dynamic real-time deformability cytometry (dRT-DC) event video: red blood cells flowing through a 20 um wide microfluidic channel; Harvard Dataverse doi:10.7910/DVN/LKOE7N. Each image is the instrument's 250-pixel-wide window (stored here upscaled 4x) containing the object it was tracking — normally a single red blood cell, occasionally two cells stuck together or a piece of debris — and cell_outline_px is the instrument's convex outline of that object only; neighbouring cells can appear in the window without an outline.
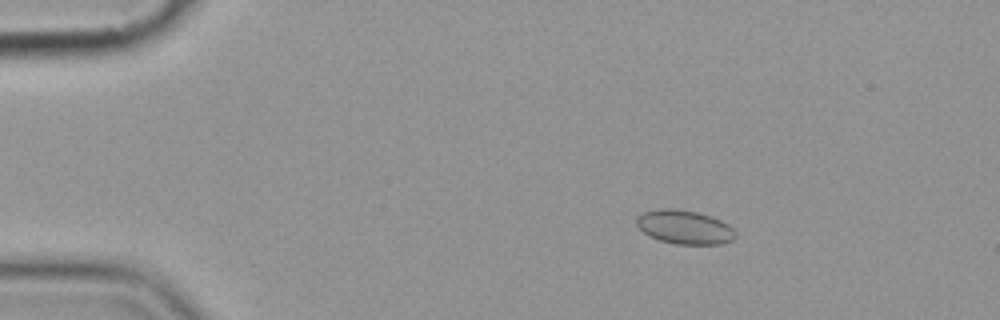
{"species": "common noctule bat (a hibernating species)", "species_latin": "Nyctalus noctula", "temperature_condition": "cold", "stored_images_in_passage": 5, "camera_frame_rate_fps": 3000, "um_per_image_px": 0.085, "animal": {"sex": "female", "body_mass_g": 19.9}, "frame": {"image": 1, "passage_image": 2, "time_ms": 1.0, "image_size_px": [1000, 320], "cell_outline_px": [[736, 236], [732, 240], [724, 244], [676, 244], [660, 240], [648, 236], [636, 224], [636, 216], [644, 212], [660, 208], [676, 208], [696, 212], [720, 220], [728, 224], [736, 232]], "centroid_in_image_um": [58.17, 19.3], "position_along_channel_um": 26.8, "area_um2": 19.54}}
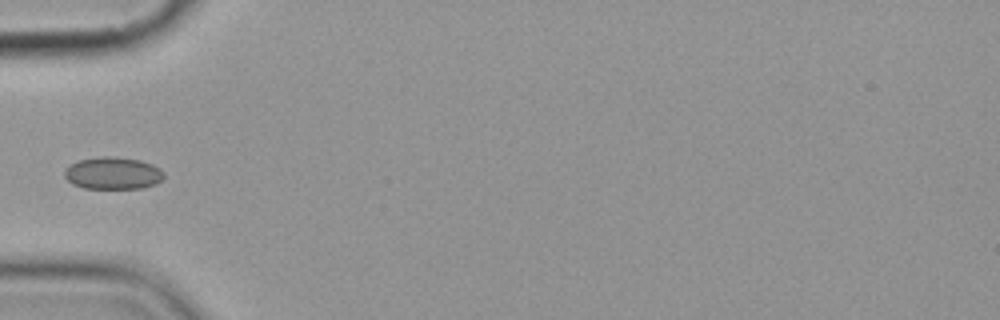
{"frame": {"image": 2, "passage_image": 5, "time_ms": 4.333, "image_size_px": [1000, 320], "cell_outline_px": [[164, 176], [156, 184], [144, 188], [84, 188], [72, 184], [64, 176], [64, 168], [80, 160], [100, 156], [116, 156], [140, 160], [152, 164], [160, 168], [164, 172]], "centroid_in_image_um": [9.6, 14.71], "position_along_channel_um": 75.4, "area_um2": 18.79}}